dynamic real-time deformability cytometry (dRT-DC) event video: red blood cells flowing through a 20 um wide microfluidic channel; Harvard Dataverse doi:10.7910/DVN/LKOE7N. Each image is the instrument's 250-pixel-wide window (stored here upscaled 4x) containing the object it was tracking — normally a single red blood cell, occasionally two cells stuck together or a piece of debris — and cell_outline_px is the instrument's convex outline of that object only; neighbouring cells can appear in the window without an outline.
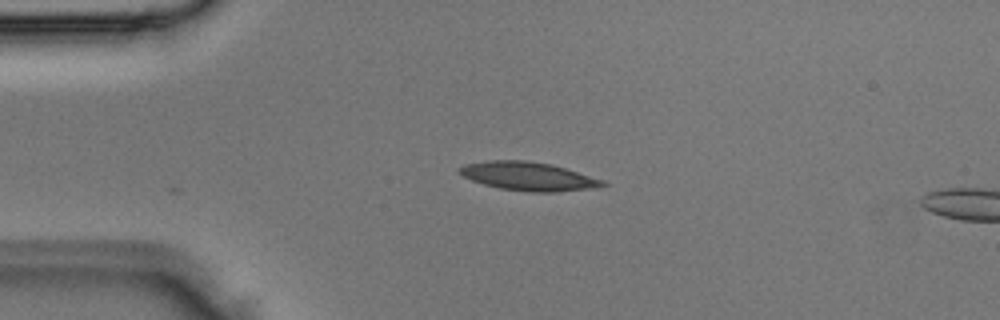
{"species": "Egyptian fruit bat (a non-hibernating species)", "species_latin": "Rousettus aegyptiacus", "temperature_condition": "room temperature", "stored_images_in_passage": 4, "camera_frame_rate_fps": 3000, "um_per_image_px": 0.085, "animal": {"sex": "male"}, "frame": {"image": 1, "passage_image": 3, "time_ms": 0.667, "image_size_px": [1000, 320], "cell_outline_px": [[608, 184], [588, 188], [556, 192], [532, 192], [500, 188], [484, 184], [472, 180], [456, 172], [456, 168], [464, 164], [488, 160], [528, 160], [552, 164], [604, 180]], "centroid_in_image_um": [44.84, 14.96], "position_along_channel_um": 40.2, "area_um2": 23.76}}